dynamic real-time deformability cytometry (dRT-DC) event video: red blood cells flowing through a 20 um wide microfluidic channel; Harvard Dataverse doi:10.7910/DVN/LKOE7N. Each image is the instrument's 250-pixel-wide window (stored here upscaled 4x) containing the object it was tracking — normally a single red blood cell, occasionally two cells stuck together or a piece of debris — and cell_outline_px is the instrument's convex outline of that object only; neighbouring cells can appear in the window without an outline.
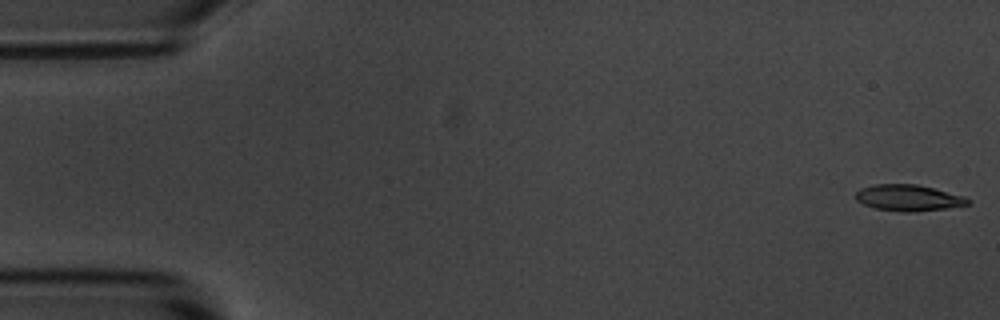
{"species": "common noctule bat (a hibernating species)", "species_latin": "Nyctalus noctula", "temperature_condition": "room temperature", "stored_images_in_passage": 4, "camera_frame_rate_fps": 3000, "um_per_image_px": 0.085, "animal": {"sex": "male", "body_mass_g": 20.1, "forearm_length_mm": 53.5}, "frame": {"image": 1, "passage_image": 1, "time_ms": 0.0, "image_size_px": [1000, 320], "cell_outline_px": [[972, 204], [944, 208], [912, 212], [900, 212], [876, 208], [864, 204], [856, 200], [856, 192], [860, 188], [876, 184], [916, 184], [964, 196], [972, 200]], "centroid_in_image_um": [77.23, 16.81], "position_along_channel_um": 7.8, "area_um2": 17.05}}
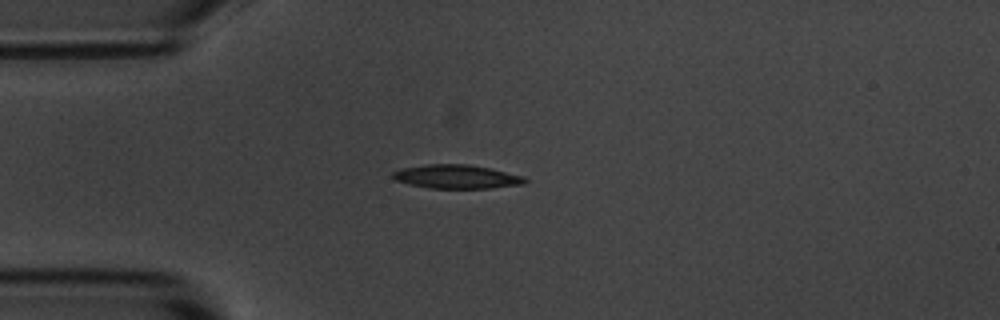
{"frame": {"image": 2, "passage_image": 4, "time_ms": 4.333, "image_size_px": [1000, 320], "cell_outline_px": [[528, 180], [524, 184], [492, 188], [428, 188], [408, 184], [396, 180], [392, 176], [392, 172], [400, 168], [424, 164], [468, 164], [488, 168], [524, 176]], "centroid_in_image_um": [38.79, 15.01], "position_along_channel_um": 46.2, "area_um2": 18.38}}